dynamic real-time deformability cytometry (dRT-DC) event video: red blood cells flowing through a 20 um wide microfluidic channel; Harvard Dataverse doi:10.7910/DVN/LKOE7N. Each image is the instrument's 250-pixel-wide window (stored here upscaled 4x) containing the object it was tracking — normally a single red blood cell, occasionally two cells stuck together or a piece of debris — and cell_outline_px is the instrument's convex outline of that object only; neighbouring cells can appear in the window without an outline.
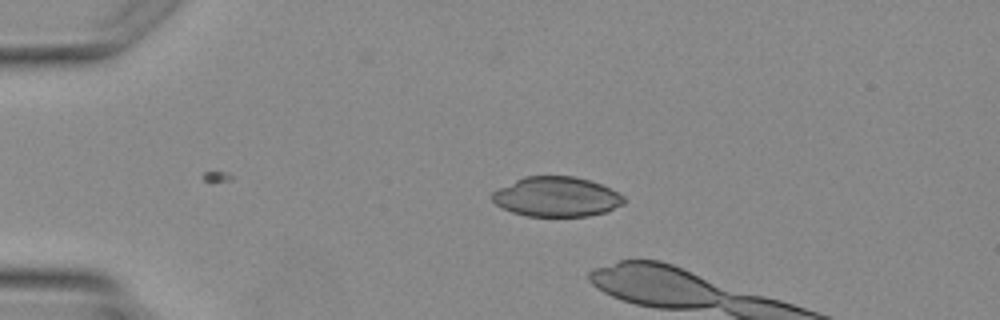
{"species": "Egyptian fruit bat (a non-hibernating species)", "species_latin": "Rousettus aegyptiacus", "temperature_condition": "warm", "stored_images_in_passage": 2, "camera_frame_rate_fps": 3000, "um_per_image_px": 0.085, "animal": {"sex": "female"}, "frame": {"image": 1, "passage_image": 1, "time_ms": 0.0, "image_size_px": [1000, 320], "cell_outline_px": [[628, 200], [624, 204], [604, 212], [588, 216], [528, 216], [512, 212], [496, 204], [492, 200], [492, 192], [524, 176], [576, 176], [600, 184], [624, 196]], "centroid_in_image_um": [47.32, 16.73], "position_along_channel_um": 37.7, "area_um2": 30.35}}